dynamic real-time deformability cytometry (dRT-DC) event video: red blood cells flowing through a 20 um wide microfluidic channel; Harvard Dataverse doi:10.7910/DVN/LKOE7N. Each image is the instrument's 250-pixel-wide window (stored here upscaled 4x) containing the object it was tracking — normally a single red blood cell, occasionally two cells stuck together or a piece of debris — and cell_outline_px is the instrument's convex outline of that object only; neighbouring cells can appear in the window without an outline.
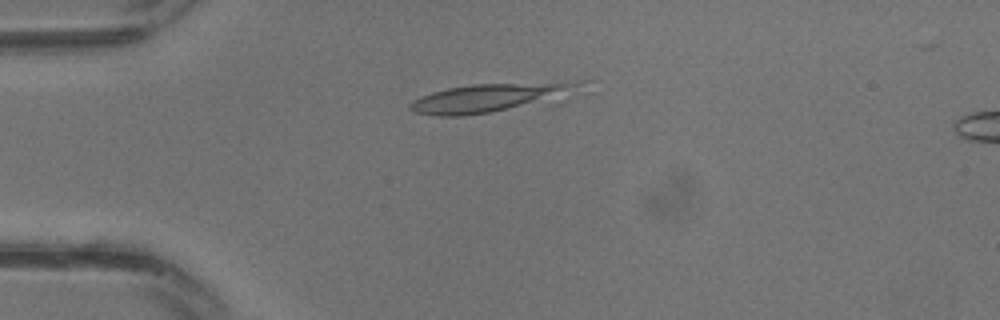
{"species": "common noctule bat (a hibernating species)", "species_latin": "Nyctalus noctula", "temperature_condition": "warm", "stored_images_in_passage": 11, "camera_frame_rate_fps": 3000, "um_per_image_px": 0.085, "animal": {"sex": "male", "body_mass_g": 13.3}, "frame": {"image": 1, "passage_image": 8, "time_ms": 2.333, "image_size_px": [1000, 320], "cell_outline_px": [[596, 80], [504, 108], [488, 112], [464, 116], [436, 116], [416, 112], [408, 108], [408, 104], [412, 100], [432, 92], [448, 88], [472, 84], [576, 80]], "centroid_in_image_um": [41.28, 8.25], "position_along_channel_um": 43.7, "area_um2": 25.95}}